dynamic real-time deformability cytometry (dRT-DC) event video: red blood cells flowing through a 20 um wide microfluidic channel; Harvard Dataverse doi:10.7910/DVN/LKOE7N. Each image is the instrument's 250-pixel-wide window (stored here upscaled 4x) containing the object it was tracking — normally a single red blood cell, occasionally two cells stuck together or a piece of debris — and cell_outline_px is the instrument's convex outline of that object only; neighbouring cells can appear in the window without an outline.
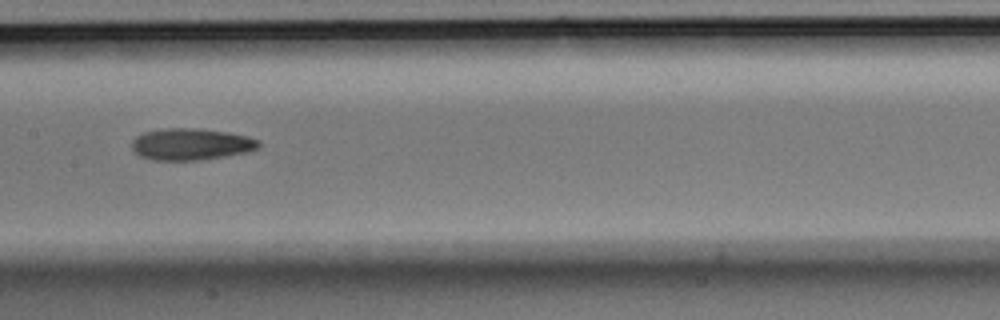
{"species": "Egyptian fruit bat (a non-hibernating species)", "species_latin": "Rousettus aegyptiacus", "temperature_condition": "room temperature", "stored_images_in_passage": 8, "camera_frame_rate_fps": 3000, "um_per_image_px": 0.085, "animal": {"sex": "male"}, "frame": {"image": 1, "passage_image": 8, "time_ms": 2.333, "image_size_px": [1000, 320], "cell_outline_px": [[260, 148], [248, 152], [200, 160], [152, 160], [140, 156], [132, 148], [132, 140], [136, 136], [144, 132], [168, 128], [196, 128], [228, 132], [248, 136], [260, 140]], "centroid_in_image_um": [16.27, 12.26], "position_along_channel_um": 191.1, "area_um2": 23.52}}